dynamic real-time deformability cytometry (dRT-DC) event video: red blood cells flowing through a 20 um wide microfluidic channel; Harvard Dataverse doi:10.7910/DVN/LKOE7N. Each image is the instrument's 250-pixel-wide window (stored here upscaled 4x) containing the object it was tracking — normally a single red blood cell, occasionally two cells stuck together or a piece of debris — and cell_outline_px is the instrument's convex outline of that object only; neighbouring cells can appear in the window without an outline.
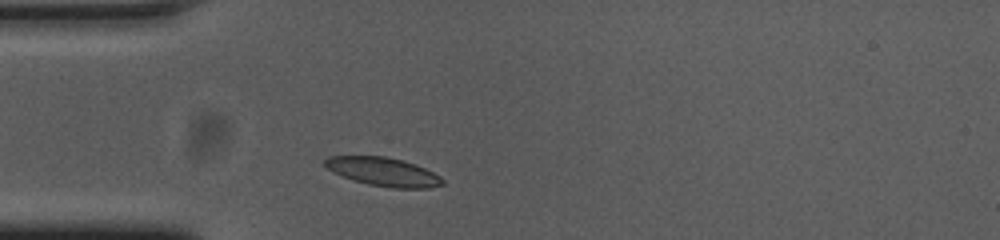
{"species": "common noctule bat (a hibernating species)", "species_latin": "Nyctalus noctula", "temperature_condition": "cold", "stored_images_in_passage": 35, "camera_frame_rate_fps": 3000, "um_per_image_px": 0.085, "animal": {"sex": "female", "body_mass_g": 23.0, "forearm_length_mm": 53.4}, "frame": {"image": 1, "passage_image": 1, "time_ms": 0.0, "image_size_px": [1000, 240], "cell_outline_px": [[444, 184], [428, 188], [392, 188], [368, 184], [344, 176], [328, 168], [324, 164], [324, 160], [328, 156], [384, 156], [416, 164], [440, 176], [444, 180]], "centroid_in_image_um": [32.62, 14.6], "position_along_channel_um": 52.4, "area_um2": 19.25}}
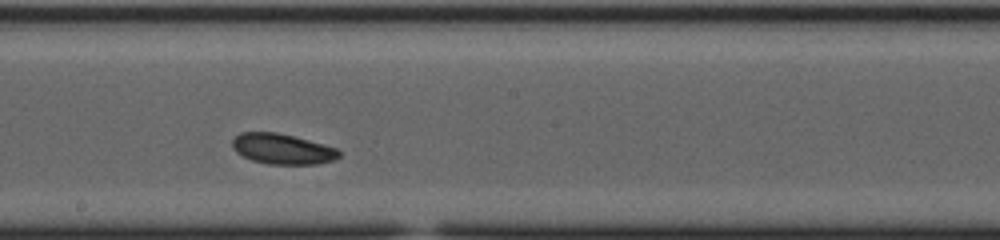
{"frame": {"image": 2, "passage_image": 16, "time_ms": 5.0, "image_size_px": [1000, 240], "cell_outline_px": [[340, 156], [336, 160], [316, 164], [268, 164], [252, 160], [236, 152], [232, 148], [232, 140], [240, 132], [276, 132], [324, 144], [336, 148], [340, 152]], "centroid_in_image_um": [24.0, 12.66], "position_along_channel_um": 224.2, "area_um2": 18.9}}
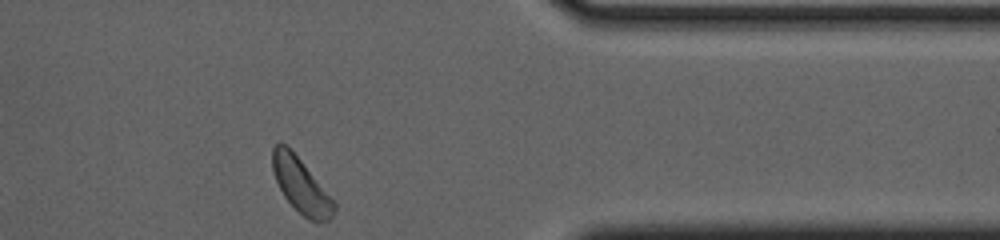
{"frame": {"image": 3, "passage_image": 31, "time_ms": 10.0, "image_size_px": [1000, 240], "cell_outline_px": [[336, 208], [332, 216], [328, 220], [316, 224], [308, 220], [284, 196], [272, 172], [272, 148], [280, 140], [300, 160], [336, 204]], "centroid_in_image_um": [25.57, 15.79], "position_along_channel_um": 385.8, "area_um2": 19.19}, "authors_computed_cell_mechanics": {"area_um2": 19.2474, "velocity_mm_per_s": 3.6013, "shape_relaxation_time_tau1_ms": 1.5433, "shape_relaxation_time_tau2_ms": null, "deformation_change_tau1": 0.0874, "deformation_change_tau2": null}}